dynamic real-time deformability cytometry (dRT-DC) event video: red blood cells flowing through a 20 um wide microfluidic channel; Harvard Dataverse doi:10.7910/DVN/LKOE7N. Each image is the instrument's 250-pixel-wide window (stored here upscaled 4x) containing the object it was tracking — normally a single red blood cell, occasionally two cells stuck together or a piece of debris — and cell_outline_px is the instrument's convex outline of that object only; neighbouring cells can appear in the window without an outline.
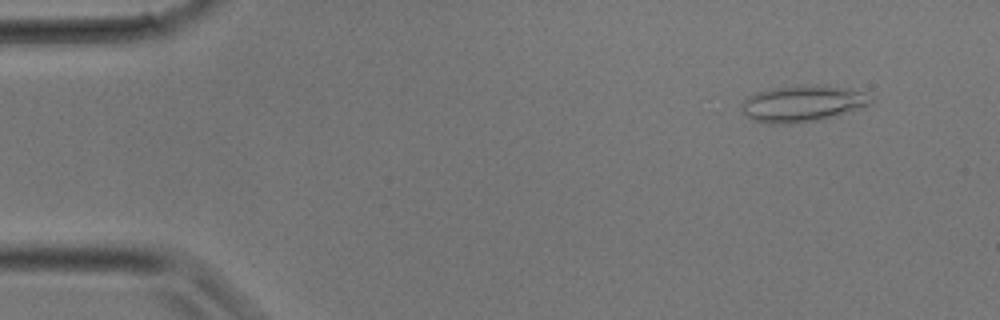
{"species": "common noctule bat (a hibernating species)", "species_latin": "Nyctalus noctula", "temperature_condition": "room temperature", "stored_images_in_passage": 13, "camera_frame_rate_fps": 3000, "um_per_image_px": 0.085, "animal": {"sex": "male", "body_mass_g": 17.9}, "frame": {"image": 1, "passage_image": 3, "time_ms": 0.667, "image_size_px": [1000, 320], "cell_outline_px": [[872, 104], [864, 108], [820, 120], [788, 124], [768, 124], [752, 120], [740, 108], [744, 100], [748, 96], [756, 92], [772, 88], [816, 84], [864, 92], [872, 100]], "centroid_in_image_um": [68.21, 8.82], "position_along_channel_um": 16.8, "area_um2": 27.4}}
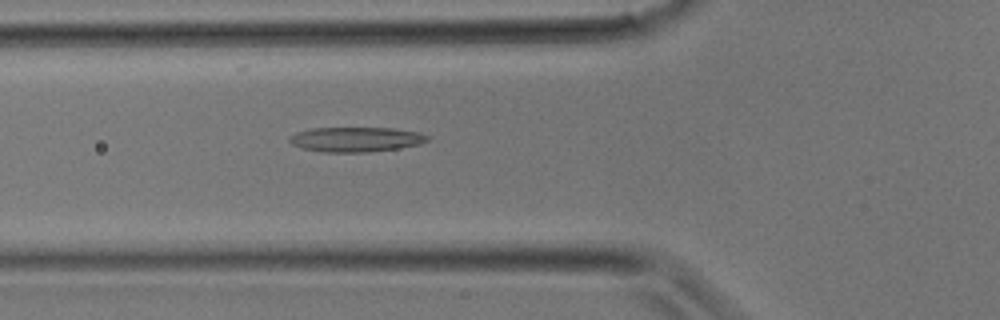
{"frame": {"image": 2, "passage_image": 11, "time_ms": 3.333, "image_size_px": [1000, 320], "cell_outline_px": [[428, 140], [420, 144], [396, 148], [368, 152], [320, 152], [304, 148], [292, 144], [288, 140], [288, 136], [296, 132], [312, 128], [392, 128], [420, 132], [428, 136]], "centroid_in_image_um": [30.22, 11.84], "position_along_channel_um": 95.6, "area_um2": 19.88}}
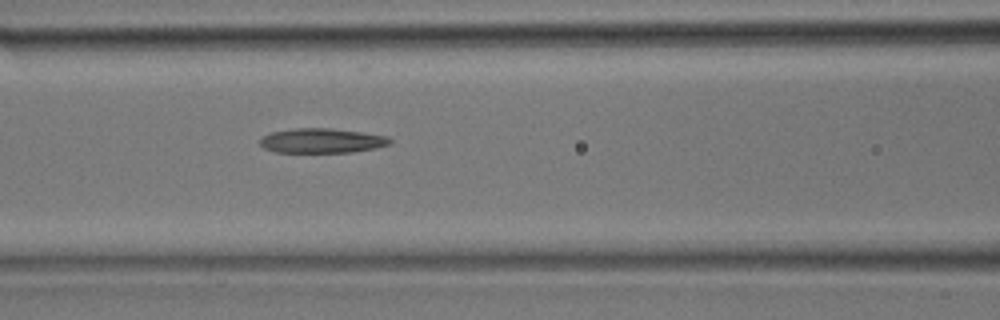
{"frame": {"image": 3, "passage_image": 13, "time_ms": 4.0, "image_size_px": [1000, 320], "cell_outline_px": [[392, 140], [388, 144], [376, 148], [352, 152], [276, 152], [264, 148], [260, 144], [260, 136], [272, 132], [292, 128], [332, 128], [388, 136]], "centroid_in_image_um": [27.32, 11.95], "position_along_channel_um": 139.3, "area_um2": 18.67}}